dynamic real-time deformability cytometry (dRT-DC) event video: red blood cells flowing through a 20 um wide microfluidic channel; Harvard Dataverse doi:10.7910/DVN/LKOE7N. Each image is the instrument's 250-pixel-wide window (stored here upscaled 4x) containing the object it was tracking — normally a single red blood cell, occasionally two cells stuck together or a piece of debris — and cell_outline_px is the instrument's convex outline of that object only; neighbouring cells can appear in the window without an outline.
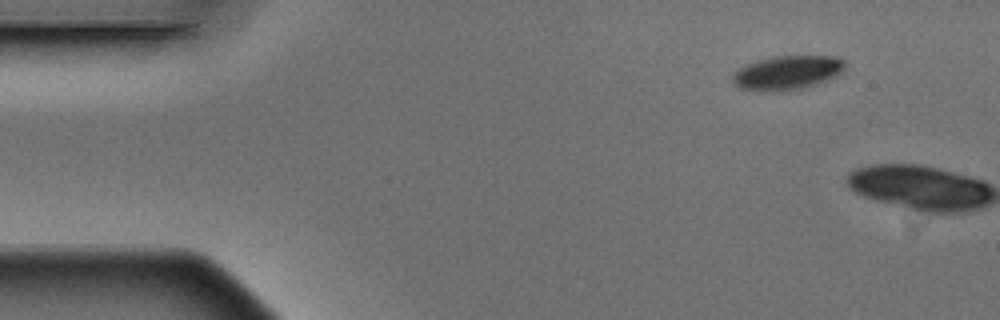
{"species": "Egyptian fruit bat (a non-hibernating species)", "species_latin": "Rousettus aegyptiacus", "temperature_condition": "warm", "stored_images_in_passage": 2, "camera_frame_rate_fps": 3000, "um_per_image_px": 0.085, "animal": {"sex": "male"}, "frame": {"image": 1, "passage_image": 1, "time_ms": 0.0, "image_size_px": [1000, 320], "cell_outline_px": [[844, 68], [840, 72], [828, 80], [816, 84], [800, 88], [780, 92], [776, 92], [740, 88], [732, 80], [732, 76], [740, 68], [748, 64], [760, 60], [776, 56], [836, 56], [844, 60]], "centroid_in_image_um": [66.94, 6.18], "position_along_channel_um": 18.1, "area_um2": 21.91}}